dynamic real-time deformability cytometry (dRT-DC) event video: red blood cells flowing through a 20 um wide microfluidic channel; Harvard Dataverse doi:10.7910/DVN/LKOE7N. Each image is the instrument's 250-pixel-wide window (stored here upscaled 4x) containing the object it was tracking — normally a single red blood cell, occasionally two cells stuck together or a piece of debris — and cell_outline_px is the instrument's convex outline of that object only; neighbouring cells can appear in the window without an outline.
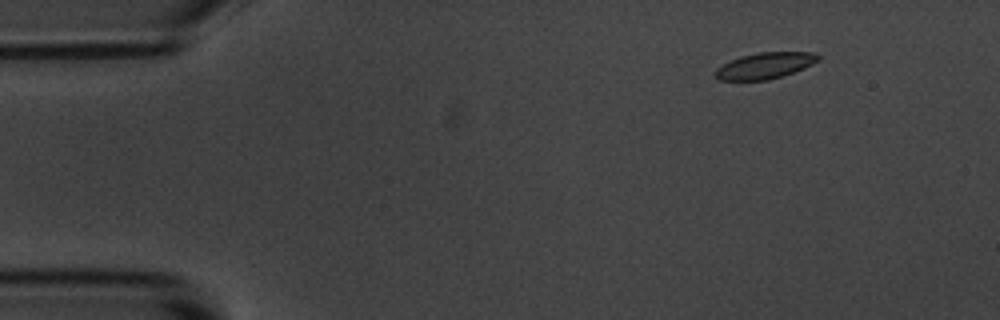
{"species": "common noctule bat (a hibernating species)", "species_latin": "Nyctalus noctula", "temperature_condition": "room temperature", "stored_images_in_passage": 11, "camera_frame_rate_fps": 3000, "um_per_image_px": 0.085, "animal": {"sex": "male", "body_mass_g": 20.1, "forearm_length_mm": 53.5}, "frame": {"image": 1, "passage_image": 2, "time_ms": 2.0, "image_size_px": [1000, 320], "cell_outline_px": [[820, 60], [804, 68], [784, 76], [768, 80], [720, 80], [712, 72], [716, 68], [740, 56], [756, 52], [816, 52], [820, 56]], "centroid_in_image_um": [65.04, 5.57], "position_along_channel_um": 20.0, "area_um2": 15.84}}
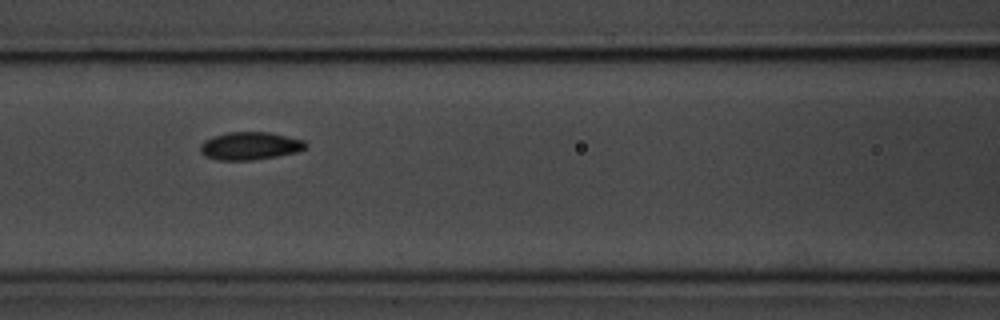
{"frame": {"image": 2, "passage_image": 7, "time_ms": 7.667, "image_size_px": [1000, 320], "cell_outline_px": [[308, 148], [296, 152], [276, 156], [248, 160], [216, 160], [204, 156], [200, 152], [200, 144], [204, 140], [212, 136], [228, 132], [268, 132], [304, 140], [308, 144]], "centroid_in_image_um": [21.23, 12.4], "position_along_channel_um": 145.4, "area_um2": 17.17}}
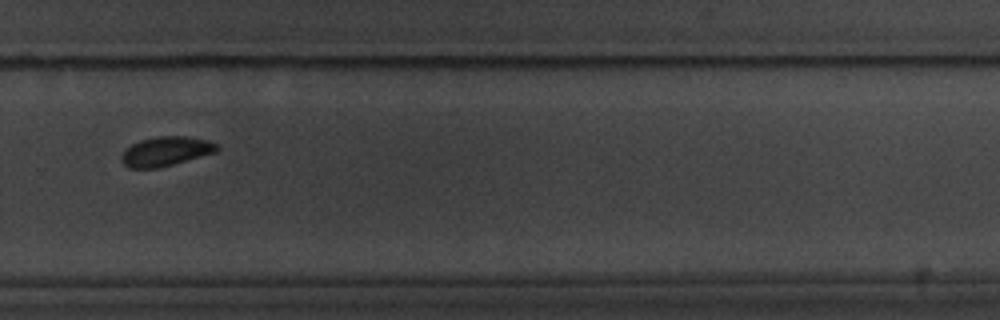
{"frame": {"image": 3, "passage_image": 11, "time_ms": 12.333, "image_size_px": [1000, 320], "cell_outline_px": [[220, 148], [216, 152], [172, 164], [156, 168], [128, 168], [120, 160], [120, 156], [124, 148], [140, 140], [156, 136], [184, 136], [208, 140], [220, 144]], "centroid_in_image_um": [14.07, 12.85], "position_along_channel_um": 315.7, "area_um2": 16.47}}